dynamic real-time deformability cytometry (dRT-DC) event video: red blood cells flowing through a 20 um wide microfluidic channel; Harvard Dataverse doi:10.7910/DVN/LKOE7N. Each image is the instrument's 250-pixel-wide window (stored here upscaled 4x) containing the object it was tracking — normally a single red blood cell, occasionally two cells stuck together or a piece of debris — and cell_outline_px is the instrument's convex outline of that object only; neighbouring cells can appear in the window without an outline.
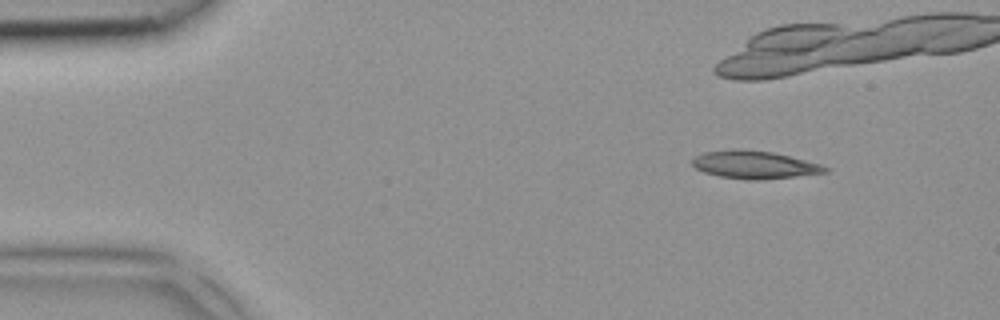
{"species": "common noctule bat (a hibernating species)", "species_latin": "Nyctalus noctula", "temperature_condition": "room temperature", "stored_images_in_passage": 5, "camera_frame_rate_fps": 3000, "um_per_image_px": 0.085, "animal": {"sex": "female", "body_mass_g": 18.4}, "frame": {"image": 1, "passage_image": 2, "time_ms": 0.333, "image_size_px": [1000, 320], "cell_outline_px": [[832, 168], [828, 172], [764, 180], [748, 180], [720, 176], [704, 172], [696, 168], [692, 164], [692, 160], [696, 156], [704, 152], [740, 148], [772, 152], [820, 164]], "centroid_in_image_um": [64.14, 14.0], "position_along_channel_um": 20.9, "area_um2": 21.5}}